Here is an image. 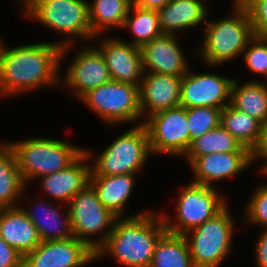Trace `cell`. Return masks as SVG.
<instances>
[{"label": "cell", "mask_w": 267, "mask_h": 267, "mask_svg": "<svg viewBox=\"0 0 267 267\" xmlns=\"http://www.w3.org/2000/svg\"><path fill=\"white\" fill-rule=\"evenodd\" d=\"M88 2L89 22L95 37L110 27L122 28L131 6L130 0H92Z\"/></svg>", "instance_id": "cell-27"}, {"label": "cell", "mask_w": 267, "mask_h": 267, "mask_svg": "<svg viewBox=\"0 0 267 267\" xmlns=\"http://www.w3.org/2000/svg\"><path fill=\"white\" fill-rule=\"evenodd\" d=\"M101 42L97 48L105 59L111 81L140 85L144 74L140 47L117 37L103 38Z\"/></svg>", "instance_id": "cell-15"}, {"label": "cell", "mask_w": 267, "mask_h": 267, "mask_svg": "<svg viewBox=\"0 0 267 267\" xmlns=\"http://www.w3.org/2000/svg\"><path fill=\"white\" fill-rule=\"evenodd\" d=\"M176 218L169 221L162 214L166 231L184 235L191 229L202 225L219 213L226 205L225 198L219 195L215 186H206L190 182L180 190L177 199Z\"/></svg>", "instance_id": "cell-10"}, {"label": "cell", "mask_w": 267, "mask_h": 267, "mask_svg": "<svg viewBox=\"0 0 267 267\" xmlns=\"http://www.w3.org/2000/svg\"><path fill=\"white\" fill-rule=\"evenodd\" d=\"M252 152L210 153L195 157L190 163L192 183L213 186L212 183L231 178L252 164Z\"/></svg>", "instance_id": "cell-16"}, {"label": "cell", "mask_w": 267, "mask_h": 267, "mask_svg": "<svg viewBox=\"0 0 267 267\" xmlns=\"http://www.w3.org/2000/svg\"><path fill=\"white\" fill-rule=\"evenodd\" d=\"M234 79L212 73H193L189 70L181 81L180 105L223 108L230 104Z\"/></svg>", "instance_id": "cell-12"}, {"label": "cell", "mask_w": 267, "mask_h": 267, "mask_svg": "<svg viewBox=\"0 0 267 267\" xmlns=\"http://www.w3.org/2000/svg\"><path fill=\"white\" fill-rule=\"evenodd\" d=\"M122 29H128L132 33L133 41H130V43L138 47L163 35L160 29L158 11L156 9L137 7L132 4Z\"/></svg>", "instance_id": "cell-30"}, {"label": "cell", "mask_w": 267, "mask_h": 267, "mask_svg": "<svg viewBox=\"0 0 267 267\" xmlns=\"http://www.w3.org/2000/svg\"><path fill=\"white\" fill-rule=\"evenodd\" d=\"M95 261V252L75 236L66 240L41 241L23 256V267H83Z\"/></svg>", "instance_id": "cell-13"}, {"label": "cell", "mask_w": 267, "mask_h": 267, "mask_svg": "<svg viewBox=\"0 0 267 267\" xmlns=\"http://www.w3.org/2000/svg\"><path fill=\"white\" fill-rule=\"evenodd\" d=\"M182 77L144 72L139 85L142 117L179 106Z\"/></svg>", "instance_id": "cell-18"}, {"label": "cell", "mask_w": 267, "mask_h": 267, "mask_svg": "<svg viewBox=\"0 0 267 267\" xmlns=\"http://www.w3.org/2000/svg\"><path fill=\"white\" fill-rule=\"evenodd\" d=\"M245 7L256 37L267 39V0H240Z\"/></svg>", "instance_id": "cell-34"}, {"label": "cell", "mask_w": 267, "mask_h": 267, "mask_svg": "<svg viewBox=\"0 0 267 267\" xmlns=\"http://www.w3.org/2000/svg\"><path fill=\"white\" fill-rule=\"evenodd\" d=\"M222 108L218 107H191L187 109V121L191 143L214 128L221 122Z\"/></svg>", "instance_id": "cell-31"}, {"label": "cell", "mask_w": 267, "mask_h": 267, "mask_svg": "<svg viewBox=\"0 0 267 267\" xmlns=\"http://www.w3.org/2000/svg\"><path fill=\"white\" fill-rule=\"evenodd\" d=\"M91 155L92 153L85 149L70 166L38 178L41 188L52 199L68 204L77 193L89 185L91 165L85 162L93 157Z\"/></svg>", "instance_id": "cell-19"}, {"label": "cell", "mask_w": 267, "mask_h": 267, "mask_svg": "<svg viewBox=\"0 0 267 267\" xmlns=\"http://www.w3.org/2000/svg\"><path fill=\"white\" fill-rule=\"evenodd\" d=\"M40 42L8 48L0 52V97L26 94L40 87L59 86L60 63L73 39Z\"/></svg>", "instance_id": "cell-1"}, {"label": "cell", "mask_w": 267, "mask_h": 267, "mask_svg": "<svg viewBox=\"0 0 267 267\" xmlns=\"http://www.w3.org/2000/svg\"><path fill=\"white\" fill-rule=\"evenodd\" d=\"M234 4L232 16L206 22L201 50L194 52L209 66H219L241 55L254 37L249 15L240 3Z\"/></svg>", "instance_id": "cell-3"}, {"label": "cell", "mask_w": 267, "mask_h": 267, "mask_svg": "<svg viewBox=\"0 0 267 267\" xmlns=\"http://www.w3.org/2000/svg\"><path fill=\"white\" fill-rule=\"evenodd\" d=\"M132 5L145 9H156L163 7L169 0H130Z\"/></svg>", "instance_id": "cell-38"}, {"label": "cell", "mask_w": 267, "mask_h": 267, "mask_svg": "<svg viewBox=\"0 0 267 267\" xmlns=\"http://www.w3.org/2000/svg\"><path fill=\"white\" fill-rule=\"evenodd\" d=\"M84 47L81 51H77L76 57L71 60L66 69L65 76L61 83H65L77 98H81L88 91L111 81L109 69L105 59L97 48Z\"/></svg>", "instance_id": "cell-14"}, {"label": "cell", "mask_w": 267, "mask_h": 267, "mask_svg": "<svg viewBox=\"0 0 267 267\" xmlns=\"http://www.w3.org/2000/svg\"><path fill=\"white\" fill-rule=\"evenodd\" d=\"M224 152H251L248 148L232 136L221 124L213 130L204 133L201 137L194 140L186 154L187 162H191L195 157L210 153Z\"/></svg>", "instance_id": "cell-29"}, {"label": "cell", "mask_w": 267, "mask_h": 267, "mask_svg": "<svg viewBox=\"0 0 267 267\" xmlns=\"http://www.w3.org/2000/svg\"><path fill=\"white\" fill-rule=\"evenodd\" d=\"M26 184L20 174L13 150L6 142L0 143V208L17 207L25 193Z\"/></svg>", "instance_id": "cell-25"}, {"label": "cell", "mask_w": 267, "mask_h": 267, "mask_svg": "<svg viewBox=\"0 0 267 267\" xmlns=\"http://www.w3.org/2000/svg\"><path fill=\"white\" fill-rule=\"evenodd\" d=\"M204 3V0H169L157 10L162 33L175 35L176 30H189L205 23L208 9Z\"/></svg>", "instance_id": "cell-21"}, {"label": "cell", "mask_w": 267, "mask_h": 267, "mask_svg": "<svg viewBox=\"0 0 267 267\" xmlns=\"http://www.w3.org/2000/svg\"><path fill=\"white\" fill-rule=\"evenodd\" d=\"M21 2H22V6H23L22 9L23 8L25 9L27 6L28 0H22Z\"/></svg>", "instance_id": "cell-40"}, {"label": "cell", "mask_w": 267, "mask_h": 267, "mask_svg": "<svg viewBox=\"0 0 267 267\" xmlns=\"http://www.w3.org/2000/svg\"><path fill=\"white\" fill-rule=\"evenodd\" d=\"M4 43H2V39L0 40V52H1V48H2V45H3Z\"/></svg>", "instance_id": "cell-41"}, {"label": "cell", "mask_w": 267, "mask_h": 267, "mask_svg": "<svg viewBox=\"0 0 267 267\" xmlns=\"http://www.w3.org/2000/svg\"><path fill=\"white\" fill-rule=\"evenodd\" d=\"M0 267H23V256L0 237Z\"/></svg>", "instance_id": "cell-35"}, {"label": "cell", "mask_w": 267, "mask_h": 267, "mask_svg": "<svg viewBox=\"0 0 267 267\" xmlns=\"http://www.w3.org/2000/svg\"><path fill=\"white\" fill-rule=\"evenodd\" d=\"M234 229L235 223L226 205L211 219L186 232L184 237L194 267H219L231 251Z\"/></svg>", "instance_id": "cell-6"}, {"label": "cell", "mask_w": 267, "mask_h": 267, "mask_svg": "<svg viewBox=\"0 0 267 267\" xmlns=\"http://www.w3.org/2000/svg\"><path fill=\"white\" fill-rule=\"evenodd\" d=\"M261 171V172H260ZM259 172L265 176H267V162L265 164H262L261 169H259Z\"/></svg>", "instance_id": "cell-39"}, {"label": "cell", "mask_w": 267, "mask_h": 267, "mask_svg": "<svg viewBox=\"0 0 267 267\" xmlns=\"http://www.w3.org/2000/svg\"><path fill=\"white\" fill-rule=\"evenodd\" d=\"M0 237L22 256L41 243L36 227L21 206L0 208Z\"/></svg>", "instance_id": "cell-20"}, {"label": "cell", "mask_w": 267, "mask_h": 267, "mask_svg": "<svg viewBox=\"0 0 267 267\" xmlns=\"http://www.w3.org/2000/svg\"><path fill=\"white\" fill-rule=\"evenodd\" d=\"M67 208L74 236L96 252L112 232L117 216L104 207L90 185L77 193ZM98 233L102 236L91 238Z\"/></svg>", "instance_id": "cell-9"}, {"label": "cell", "mask_w": 267, "mask_h": 267, "mask_svg": "<svg viewBox=\"0 0 267 267\" xmlns=\"http://www.w3.org/2000/svg\"><path fill=\"white\" fill-rule=\"evenodd\" d=\"M245 207L244 222L261 226L267 230V184L256 187Z\"/></svg>", "instance_id": "cell-33"}, {"label": "cell", "mask_w": 267, "mask_h": 267, "mask_svg": "<svg viewBox=\"0 0 267 267\" xmlns=\"http://www.w3.org/2000/svg\"><path fill=\"white\" fill-rule=\"evenodd\" d=\"M150 267H194L184 235L165 231L155 244Z\"/></svg>", "instance_id": "cell-26"}, {"label": "cell", "mask_w": 267, "mask_h": 267, "mask_svg": "<svg viewBox=\"0 0 267 267\" xmlns=\"http://www.w3.org/2000/svg\"><path fill=\"white\" fill-rule=\"evenodd\" d=\"M267 81L250 80L239 86L233 81L230 105L263 123L267 119Z\"/></svg>", "instance_id": "cell-24"}, {"label": "cell", "mask_w": 267, "mask_h": 267, "mask_svg": "<svg viewBox=\"0 0 267 267\" xmlns=\"http://www.w3.org/2000/svg\"><path fill=\"white\" fill-rule=\"evenodd\" d=\"M152 154L144 124H135L100 152L91 165L90 175L137 174Z\"/></svg>", "instance_id": "cell-5"}, {"label": "cell", "mask_w": 267, "mask_h": 267, "mask_svg": "<svg viewBox=\"0 0 267 267\" xmlns=\"http://www.w3.org/2000/svg\"><path fill=\"white\" fill-rule=\"evenodd\" d=\"M220 124L234 136L242 146L251 152L256 148L260 136L262 123L247 113L241 112L230 104L221 111Z\"/></svg>", "instance_id": "cell-28"}, {"label": "cell", "mask_w": 267, "mask_h": 267, "mask_svg": "<svg viewBox=\"0 0 267 267\" xmlns=\"http://www.w3.org/2000/svg\"><path fill=\"white\" fill-rule=\"evenodd\" d=\"M23 13L69 38L97 39L92 33L86 0H28Z\"/></svg>", "instance_id": "cell-8"}, {"label": "cell", "mask_w": 267, "mask_h": 267, "mask_svg": "<svg viewBox=\"0 0 267 267\" xmlns=\"http://www.w3.org/2000/svg\"><path fill=\"white\" fill-rule=\"evenodd\" d=\"M41 198L37 203L30 204L29 208L22 205V209L37 229L41 241L66 240L74 236L69 210H66L65 218H61L60 208L54 209V205L44 203ZM24 207V208H23ZM41 208V209H40ZM29 209V210H28ZM32 209V210H31ZM41 214L39 215L38 213ZM59 209V210H58ZM37 212V213H36ZM62 219V220H61Z\"/></svg>", "instance_id": "cell-23"}, {"label": "cell", "mask_w": 267, "mask_h": 267, "mask_svg": "<svg viewBox=\"0 0 267 267\" xmlns=\"http://www.w3.org/2000/svg\"><path fill=\"white\" fill-rule=\"evenodd\" d=\"M179 44L176 35L163 34L142 45L140 50L143 71L184 76L190 66Z\"/></svg>", "instance_id": "cell-17"}, {"label": "cell", "mask_w": 267, "mask_h": 267, "mask_svg": "<svg viewBox=\"0 0 267 267\" xmlns=\"http://www.w3.org/2000/svg\"><path fill=\"white\" fill-rule=\"evenodd\" d=\"M13 150L24 183L70 166L85 148L52 138H29L6 142Z\"/></svg>", "instance_id": "cell-4"}, {"label": "cell", "mask_w": 267, "mask_h": 267, "mask_svg": "<svg viewBox=\"0 0 267 267\" xmlns=\"http://www.w3.org/2000/svg\"><path fill=\"white\" fill-rule=\"evenodd\" d=\"M148 131L152 154L184 156L190 147L187 109L179 105L158 111L143 123Z\"/></svg>", "instance_id": "cell-11"}, {"label": "cell", "mask_w": 267, "mask_h": 267, "mask_svg": "<svg viewBox=\"0 0 267 267\" xmlns=\"http://www.w3.org/2000/svg\"><path fill=\"white\" fill-rule=\"evenodd\" d=\"M135 176V174L90 175L89 185L105 208L115 216L123 217L126 203L135 187Z\"/></svg>", "instance_id": "cell-22"}, {"label": "cell", "mask_w": 267, "mask_h": 267, "mask_svg": "<svg viewBox=\"0 0 267 267\" xmlns=\"http://www.w3.org/2000/svg\"><path fill=\"white\" fill-rule=\"evenodd\" d=\"M80 100L108 125L144 123L139 85L110 81L88 91Z\"/></svg>", "instance_id": "cell-7"}, {"label": "cell", "mask_w": 267, "mask_h": 267, "mask_svg": "<svg viewBox=\"0 0 267 267\" xmlns=\"http://www.w3.org/2000/svg\"><path fill=\"white\" fill-rule=\"evenodd\" d=\"M252 157L255 162L258 158L264 159V164L267 162V119L262 123L260 140L252 151Z\"/></svg>", "instance_id": "cell-37"}, {"label": "cell", "mask_w": 267, "mask_h": 267, "mask_svg": "<svg viewBox=\"0 0 267 267\" xmlns=\"http://www.w3.org/2000/svg\"><path fill=\"white\" fill-rule=\"evenodd\" d=\"M256 262L258 267H267V230L261 231L256 242Z\"/></svg>", "instance_id": "cell-36"}, {"label": "cell", "mask_w": 267, "mask_h": 267, "mask_svg": "<svg viewBox=\"0 0 267 267\" xmlns=\"http://www.w3.org/2000/svg\"><path fill=\"white\" fill-rule=\"evenodd\" d=\"M165 231L163 216L153 210L116 217L112 232L95 252V260L109 254L126 267H150L155 244Z\"/></svg>", "instance_id": "cell-2"}, {"label": "cell", "mask_w": 267, "mask_h": 267, "mask_svg": "<svg viewBox=\"0 0 267 267\" xmlns=\"http://www.w3.org/2000/svg\"><path fill=\"white\" fill-rule=\"evenodd\" d=\"M242 54L246 67L252 73L267 79V39L254 36Z\"/></svg>", "instance_id": "cell-32"}]
</instances>
